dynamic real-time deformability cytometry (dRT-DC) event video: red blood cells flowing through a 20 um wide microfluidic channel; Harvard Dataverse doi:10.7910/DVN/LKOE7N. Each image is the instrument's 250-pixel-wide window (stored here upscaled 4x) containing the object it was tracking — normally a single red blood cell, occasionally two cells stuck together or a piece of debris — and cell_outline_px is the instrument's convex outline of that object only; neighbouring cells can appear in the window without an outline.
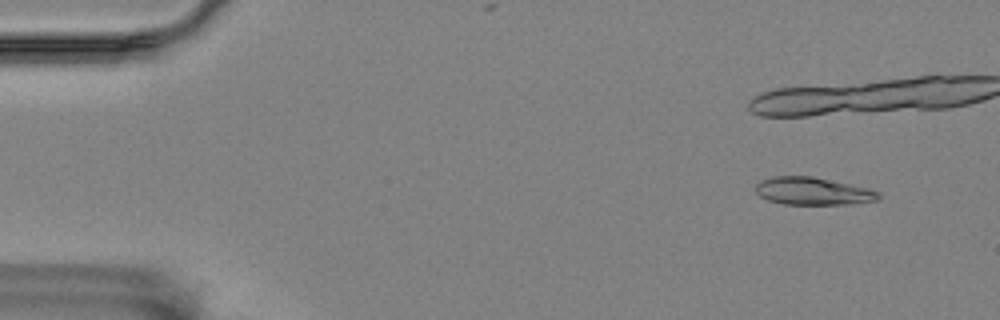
{"species": "Egyptian fruit bat (a non-hibernating species)", "species_latin": "Rousettus aegyptiacus", "temperature_condition": "room temperature", "stored_images_in_passage": 16, "camera_frame_rate_fps": 3000, "um_per_image_px": 0.085, "animal": {"sex": "female"}, "frame": {"image": 1, "passage_image": 5, "time_ms": 1.333, "image_size_px": [1000, 320], "cell_outline_px": [[880, 200], [848, 204], [784, 204], [768, 200], [760, 196], [756, 192], [756, 184], [760, 180], [772, 176], [812, 176], [868, 188], [880, 192]], "centroid_in_image_um": [69.09, 16.24], "position_along_channel_um": 15.9, "area_um2": 19.77}}